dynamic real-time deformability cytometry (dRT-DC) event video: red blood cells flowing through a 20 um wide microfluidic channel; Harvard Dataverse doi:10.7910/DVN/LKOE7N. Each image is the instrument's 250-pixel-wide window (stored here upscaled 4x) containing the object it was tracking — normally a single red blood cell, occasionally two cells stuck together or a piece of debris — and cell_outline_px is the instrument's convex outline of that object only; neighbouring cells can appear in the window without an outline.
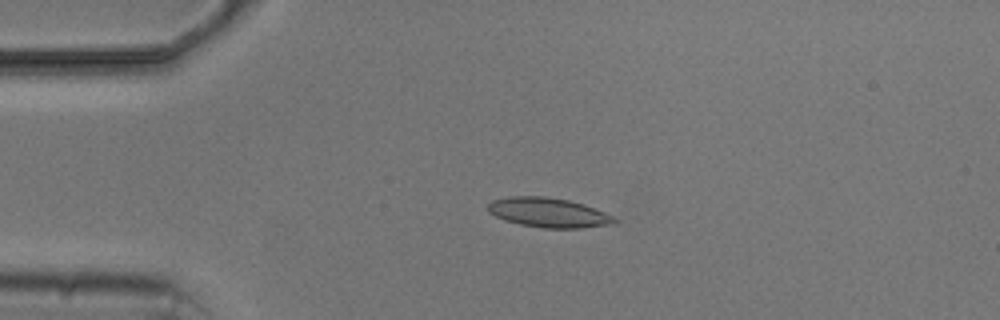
{"species": "common noctule bat (a hibernating species)", "species_latin": "Nyctalus noctula", "temperature_condition": "cold", "stored_images_in_passage": 5, "camera_frame_rate_fps": 3000, "um_per_image_px": 0.085, "animal": {"sex": "male", "body_mass_g": 20.5, "forearm_length_mm": 52.5}, "frame": {"image": 1, "passage_image": 3, "time_ms": 3.0, "image_size_px": [1000, 320], "cell_outline_px": [[620, 220], [616, 224], [580, 228], [544, 228], [520, 224], [504, 220], [488, 212], [488, 204], [492, 200], [508, 196], [544, 196], [568, 200], [584, 204], [616, 216]], "centroid_in_image_um": [46.68, 18.07], "position_along_channel_um": 38.3, "area_um2": 22.08}}
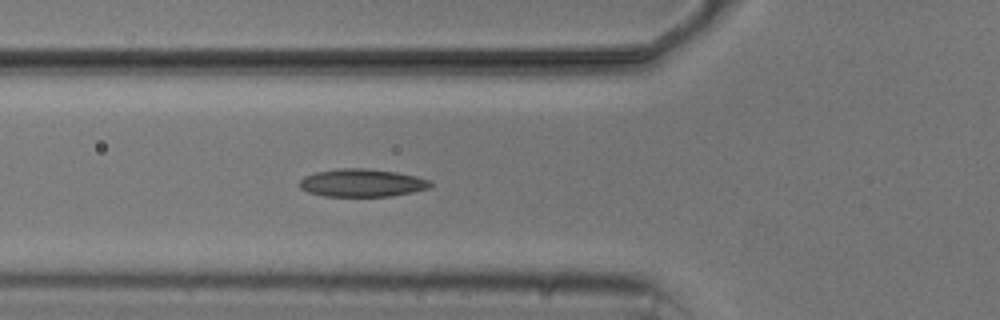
{"frame": {"image": 2, "passage_image": 5, "time_ms": 5.333, "image_size_px": [1000, 320], "cell_outline_px": [[432, 184], [428, 188], [412, 192], [392, 196], [324, 196], [308, 192], [300, 188], [300, 180], [304, 176], [316, 172], [340, 168], [368, 168], [396, 172], [416, 176], [428, 180]], "centroid_in_image_um": [30.75, 15.54], "position_along_channel_um": 95.1, "area_um2": 21.15}}